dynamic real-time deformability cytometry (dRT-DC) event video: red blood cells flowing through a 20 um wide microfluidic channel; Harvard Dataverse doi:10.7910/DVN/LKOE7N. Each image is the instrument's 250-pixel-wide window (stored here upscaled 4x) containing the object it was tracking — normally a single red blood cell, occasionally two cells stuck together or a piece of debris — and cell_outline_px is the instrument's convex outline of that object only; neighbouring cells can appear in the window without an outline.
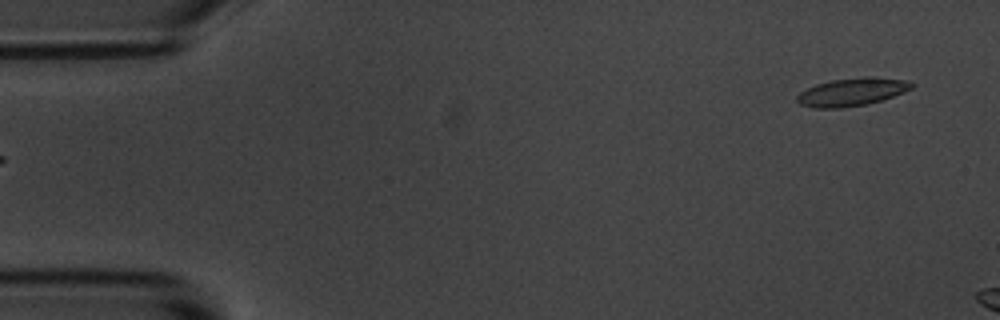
{"species": "common noctule bat (a hibernating species)", "species_latin": "Nyctalus noctula", "temperature_condition": "room temperature", "stored_images_in_passage": 5, "segment_of_instrument_passage": [2, 2], "camera_frame_rate_fps": 3000, "um_per_image_px": 0.085, "animal": {"sex": "male", "body_mass_g": 20.1, "forearm_length_mm": 53.5}, "frame": {"image": 1, "passage_image": 5, "time_ms": 5.667, "image_size_px": [1000, 320], "cell_outline_px": [[916, 84], [912, 88], [904, 92], [884, 100], [864, 104], [840, 108], [816, 108], [800, 104], [796, 100], [796, 96], [800, 92], [816, 84], [832, 80], [864, 76], [876, 76], [908, 80]], "centroid_in_image_um": [72.46, 7.8], "position_along_channel_um": 12.5, "area_um2": 18.84}}